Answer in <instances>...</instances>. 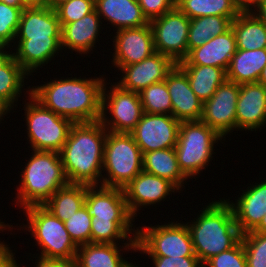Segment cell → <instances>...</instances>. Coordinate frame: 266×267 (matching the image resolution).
Returning <instances> with one entry per match:
<instances>
[{
    "label": "cell",
    "mask_w": 266,
    "mask_h": 267,
    "mask_svg": "<svg viewBox=\"0 0 266 267\" xmlns=\"http://www.w3.org/2000/svg\"><path fill=\"white\" fill-rule=\"evenodd\" d=\"M100 76L54 77L50 82L32 86L31 95L44 107L73 123L96 122L101 117L102 90L107 79Z\"/></svg>",
    "instance_id": "6da1fadb"
},
{
    "label": "cell",
    "mask_w": 266,
    "mask_h": 267,
    "mask_svg": "<svg viewBox=\"0 0 266 267\" xmlns=\"http://www.w3.org/2000/svg\"><path fill=\"white\" fill-rule=\"evenodd\" d=\"M61 30L55 9L26 7L22 11L11 47L14 59L30 76L63 53Z\"/></svg>",
    "instance_id": "7a4b0ae2"
},
{
    "label": "cell",
    "mask_w": 266,
    "mask_h": 267,
    "mask_svg": "<svg viewBox=\"0 0 266 267\" xmlns=\"http://www.w3.org/2000/svg\"><path fill=\"white\" fill-rule=\"evenodd\" d=\"M107 130L100 121L74 123L60 157L68 183L101 186Z\"/></svg>",
    "instance_id": "3957f363"
},
{
    "label": "cell",
    "mask_w": 266,
    "mask_h": 267,
    "mask_svg": "<svg viewBox=\"0 0 266 267\" xmlns=\"http://www.w3.org/2000/svg\"><path fill=\"white\" fill-rule=\"evenodd\" d=\"M85 206L92 216L91 243L136 241L135 218L128 210L122 188L86 185Z\"/></svg>",
    "instance_id": "277c9868"
},
{
    "label": "cell",
    "mask_w": 266,
    "mask_h": 267,
    "mask_svg": "<svg viewBox=\"0 0 266 267\" xmlns=\"http://www.w3.org/2000/svg\"><path fill=\"white\" fill-rule=\"evenodd\" d=\"M219 199L203 206L192 222H186L194 253L202 264L241 240L231 206L224 198Z\"/></svg>",
    "instance_id": "5b68a950"
},
{
    "label": "cell",
    "mask_w": 266,
    "mask_h": 267,
    "mask_svg": "<svg viewBox=\"0 0 266 267\" xmlns=\"http://www.w3.org/2000/svg\"><path fill=\"white\" fill-rule=\"evenodd\" d=\"M17 187L16 205L25 207L43 205L59 188L68 184L59 152H31Z\"/></svg>",
    "instance_id": "8992f818"
},
{
    "label": "cell",
    "mask_w": 266,
    "mask_h": 267,
    "mask_svg": "<svg viewBox=\"0 0 266 267\" xmlns=\"http://www.w3.org/2000/svg\"><path fill=\"white\" fill-rule=\"evenodd\" d=\"M21 211L27 216V224L18 227L31 233V238H34L36 246L41 250L36 255L47 259L75 261L78 246L71 239L62 220L43 205H31Z\"/></svg>",
    "instance_id": "52a82bcc"
},
{
    "label": "cell",
    "mask_w": 266,
    "mask_h": 267,
    "mask_svg": "<svg viewBox=\"0 0 266 267\" xmlns=\"http://www.w3.org/2000/svg\"><path fill=\"white\" fill-rule=\"evenodd\" d=\"M225 141L215 130L199 121H183L180 123L175 151L179 167L189 179L203 172L213 160L216 143ZM206 167V168H205Z\"/></svg>",
    "instance_id": "ba28073f"
},
{
    "label": "cell",
    "mask_w": 266,
    "mask_h": 267,
    "mask_svg": "<svg viewBox=\"0 0 266 267\" xmlns=\"http://www.w3.org/2000/svg\"><path fill=\"white\" fill-rule=\"evenodd\" d=\"M102 171L101 186L122 189L143 171V154L131 133L107 131Z\"/></svg>",
    "instance_id": "9c48e42d"
},
{
    "label": "cell",
    "mask_w": 266,
    "mask_h": 267,
    "mask_svg": "<svg viewBox=\"0 0 266 267\" xmlns=\"http://www.w3.org/2000/svg\"><path fill=\"white\" fill-rule=\"evenodd\" d=\"M25 98V122L27 140L32 150L60 152L74 124L70 119L55 114L44 107L31 94Z\"/></svg>",
    "instance_id": "30bf717a"
},
{
    "label": "cell",
    "mask_w": 266,
    "mask_h": 267,
    "mask_svg": "<svg viewBox=\"0 0 266 267\" xmlns=\"http://www.w3.org/2000/svg\"><path fill=\"white\" fill-rule=\"evenodd\" d=\"M137 252L147 256L197 257L188 226L183 221L137 228Z\"/></svg>",
    "instance_id": "8fae6325"
},
{
    "label": "cell",
    "mask_w": 266,
    "mask_h": 267,
    "mask_svg": "<svg viewBox=\"0 0 266 267\" xmlns=\"http://www.w3.org/2000/svg\"><path fill=\"white\" fill-rule=\"evenodd\" d=\"M109 84L110 82L105 81L103 85L99 121L107 131L131 133L144 114L140 95L121 89L115 83L108 87Z\"/></svg>",
    "instance_id": "7c38bea8"
},
{
    "label": "cell",
    "mask_w": 266,
    "mask_h": 267,
    "mask_svg": "<svg viewBox=\"0 0 266 267\" xmlns=\"http://www.w3.org/2000/svg\"><path fill=\"white\" fill-rule=\"evenodd\" d=\"M189 24L190 18L177 7L151 20L155 51L182 61L188 54Z\"/></svg>",
    "instance_id": "4fadbf2b"
},
{
    "label": "cell",
    "mask_w": 266,
    "mask_h": 267,
    "mask_svg": "<svg viewBox=\"0 0 266 267\" xmlns=\"http://www.w3.org/2000/svg\"><path fill=\"white\" fill-rule=\"evenodd\" d=\"M240 85L225 80L209 100L203 103L201 121L222 138L236 130V107Z\"/></svg>",
    "instance_id": "5bb4252c"
},
{
    "label": "cell",
    "mask_w": 266,
    "mask_h": 267,
    "mask_svg": "<svg viewBox=\"0 0 266 267\" xmlns=\"http://www.w3.org/2000/svg\"><path fill=\"white\" fill-rule=\"evenodd\" d=\"M180 123L170 114L144 112L131 134L142 154L148 151L174 148L178 140Z\"/></svg>",
    "instance_id": "9a60e30c"
},
{
    "label": "cell",
    "mask_w": 266,
    "mask_h": 267,
    "mask_svg": "<svg viewBox=\"0 0 266 267\" xmlns=\"http://www.w3.org/2000/svg\"><path fill=\"white\" fill-rule=\"evenodd\" d=\"M123 190L128 210L134 218L141 208L159 205L162 200L164 202L172 196V193H181L169 180L145 171H141Z\"/></svg>",
    "instance_id": "2e32d148"
},
{
    "label": "cell",
    "mask_w": 266,
    "mask_h": 267,
    "mask_svg": "<svg viewBox=\"0 0 266 267\" xmlns=\"http://www.w3.org/2000/svg\"><path fill=\"white\" fill-rule=\"evenodd\" d=\"M176 64L171 57L155 52L141 62L116 69L121 70V79L115 84L121 89L139 93L144 88L165 80Z\"/></svg>",
    "instance_id": "e0dca14e"
},
{
    "label": "cell",
    "mask_w": 266,
    "mask_h": 267,
    "mask_svg": "<svg viewBox=\"0 0 266 267\" xmlns=\"http://www.w3.org/2000/svg\"><path fill=\"white\" fill-rule=\"evenodd\" d=\"M114 34L111 61L114 68L141 62L156 52L150 23L139 28L121 29Z\"/></svg>",
    "instance_id": "ac0fdd59"
},
{
    "label": "cell",
    "mask_w": 266,
    "mask_h": 267,
    "mask_svg": "<svg viewBox=\"0 0 266 267\" xmlns=\"http://www.w3.org/2000/svg\"><path fill=\"white\" fill-rule=\"evenodd\" d=\"M165 82L172 102V115L180 122L199 121L203 102L192 91L185 71L176 64Z\"/></svg>",
    "instance_id": "d6986e66"
},
{
    "label": "cell",
    "mask_w": 266,
    "mask_h": 267,
    "mask_svg": "<svg viewBox=\"0 0 266 267\" xmlns=\"http://www.w3.org/2000/svg\"><path fill=\"white\" fill-rule=\"evenodd\" d=\"M266 126V86L261 83L240 85L236 107V131H256ZM238 129V130H237Z\"/></svg>",
    "instance_id": "ffe728a7"
},
{
    "label": "cell",
    "mask_w": 266,
    "mask_h": 267,
    "mask_svg": "<svg viewBox=\"0 0 266 267\" xmlns=\"http://www.w3.org/2000/svg\"><path fill=\"white\" fill-rule=\"evenodd\" d=\"M249 185L246 190H242L240 197H235L238 198L235 199V203L233 200L225 199L232 208L241 234L254 231L266 213V179Z\"/></svg>",
    "instance_id": "44dd1931"
},
{
    "label": "cell",
    "mask_w": 266,
    "mask_h": 267,
    "mask_svg": "<svg viewBox=\"0 0 266 267\" xmlns=\"http://www.w3.org/2000/svg\"><path fill=\"white\" fill-rule=\"evenodd\" d=\"M102 21L100 16L97 14L94 9L89 14L85 15L81 19L75 22L68 24H61V46L62 50L75 51L76 54L86 55L90 54L91 51H94L98 36L100 32L105 28L102 27ZM102 28V30H101ZM101 30V31H100ZM94 48V49H93Z\"/></svg>",
    "instance_id": "7402d4cb"
},
{
    "label": "cell",
    "mask_w": 266,
    "mask_h": 267,
    "mask_svg": "<svg viewBox=\"0 0 266 267\" xmlns=\"http://www.w3.org/2000/svg\"><path fill=\"white\" fill-rule=\"evenodd\" d=\"M236 51V38L230 28L224 34L211 38L204 45L191 49L187 56L177 64L213 66L227 71Z\"/></svg>",
    "instance_id": "603a6c76"
},
{
    "label": "cell",
    "mask_w": 266,
    "mask_h": 267,
    "mask_svg": "<svg viewBox=\"0 0 266 267\" xmlns=\"http://www.w3.org/2000/svg\"><path fill=\"white\" fill-rule=\"evenodd\" d=\"M121 244L123 245L88 243L78 246L75 265L76 267H125L129 261L122 257V252L130 253L132 250L137 252V244L136 241H125Z\"/></svg>",
    "instance_id": "cb8c5ba5"
},
{
    "label": "cell",
    "mask_w": 266,
    "mask_h": 267,
    "mask_svg": "<svg viewBox=\"0 0 266 267\" xmlns=\"http://www.w3.org/2000/svg\"><path fill=\"white\" fill-rule=\"evenodd\" d=\"M97 14L115 30L139 28L150 22L137 0H94Z\"/></svg>",
    "instance_id": "d4e9b609"
},
{
    "label": "cell",
    "mask_w": 266,
    "mask_h": 267,
    "mask_svg": "<svg viewBox=\"0 0 266 267\" xmlns=\"http://www.w3.org/2000/svg\"><path fill=\"white\" fill-rule=\"evenodd\" d=\"M266 65V48L257 50L237 49L232 56L226 78L239 85L255 83Z\"/></svg>",
    "instance_id": "484cf974"
},
{
    "label": "cell",
    "mask_w": 266,
    "mask_h": 267,
    "mask_svg": "<svg viewBox=\"0 0 266 267\" xmlns=\"http://www.w3.org/2000/svg\"><path fill=\"white\" fill-rule=\"evenodd\" d=\"M143 171L169 180L180 191H183V186L188 180L179 167L175 148L145 152Z\"/></svg>",
    "instance_id": "4316f807"
},
{
    "label": "cell",
    "mask_w": 266,
    "mask_h": 267,
    "mask_svg": "<svg viewBox=\"0 0 266 267\" xmlns=\"http://www.w3.org/2000/svg\"><path fill=\"white\" fill-rule=\"evenodd\" d=\"M231 28L237 49L257 50L266 48V25L251 11H241L232 20Z\"/></svg>",
    "instance_id": "83f0119b"
},
{
    "label": "cell",
    "mask_w": 266,
    "mask_h": 267,
    "mask_svg": "<svg viewBox=\"0 0 266 267\" xmlns=\"http://www.w3.org/2000/svg\"><path fill=\"white\" fill-rule=\"evenodd\" d=\"M186 73L192 91L205 103L227 79L222 68L203 65H179Z\"/></svg>",
    "instance_id": "f1b7e54d"
},
{
    "label": "cell",
    "mask_w": 266,
    "mask_h": 267,
    "mask_svg": "<svg viewBox=\"0 0 266 267\" xmlns=\"http://www.w3.org/2000/svg\"><path fill=\"white\" fill-rule=\"evenodd\" d=\"M85 196L86 185L68 183L59 188L43 206L65 222L85 205Z\"/></svg>",
    "instance_id": "f546056e"
},
{
    "label": "cell",
    "mask_w": 266,
    "mask_h": 267,
    "mask_svg": "<svg viewBox=\"0 0 266 267\" xmlns=\"http://www.w3.org/2000/svg\"><path fill=\"white\" fill-rule=\"evenodd\" d=\"M29 74L12 56L2 67H0V99L11 109L17 106L18 98L23 93L31 94V87L25 88V79L29 80ZM24 88V89H23Z\"/></svg>",
    "instance_id": "4dcf8cb0"
},
{
    "label": "cell",
    "mask_w": 266,
    "mask_h": 267,
    "mask_svg": "<svg viewBox=\"0 0 266 267\" xmlns=\"http://www.w3.org/2000/svg\"><path fill=\"white\" fill-rule=\"evenodd\" d=\"M176 7L190 19L223 16L232 21L241 12L234 0H176Z\"/></svg>",
    "instance_id": "1f68e13d"
},
{
    "label": "cell",
    "mask_w": 266,
    "mask_h": 267,
    "mask_svg": "<svg viewBox=\"0 0 266 267\" xmlns=\"http://www.w3.org/2000/svg\"><path fill=\"white\" fill-rule=\"evenodd\" d=\"M231 20L223 16H203L190 19L188 52L204 45L211 38L224 34L231 28Z\"/></svg>",
    "instance_id": "d6a6232c"
},
{
    "label": "cell",
    "mask_w": 266,
    "mask_h": 267,
    "mask_svg": "<svg viewBox=\"0 0 266 267\" xmlns=\"http://www.w3.org/2000/svg\"><path fill=\"white\" fill-rule=\"evenodd\" d=\"M139 95L145 113L172 115V102L165 80L144 88Z\"/></svg>",
    "instance_id": "836d02e7"
},
{
    "label": "cell",
    "mask_w": 266,
    "mask_h": 267,
    "mask_svg": "<svg viewBox=\"0 0 266 267\" xmlns=\"http://www.w3.org/2000/svg\"><path fill=\"white\" fill-rule=\"evenodd\" d=\"M92 216L84 205L65 221V228L77 246L91 243Z\"/></svg>",
    "instance_id": "e575fe53"
},
{
    "label": "cell",
    "mask_w": 266,
    "mask_h": 267,
    "mask_svg": "<svg viewBox=\"0 0 266 267\" xmlns=\"http://www.w3.org/2000/svg\"><path fill=\"white\" fill-rule=\"evenodd\" d=\"M241 240L247 267H266V234L250 231Z\"/></svg>",
    "instance_id": "d590c367"
},
{
    "label": "cell",
    "mask_w": 266,
    "mask_h": 267,
    "mask_svg": "<svg viewBox=\"0 0 266 267\" xmlns=\"http://www.w3.org/2000/svg\"><path fill=\"white\" fill-rule=\"evenodd\" d=\"M24 9L0 2V45L11 47L14 43Z\"/></svg>",
    "instance_id": "8d00e7d4"
},
{
    "label": "cell",
    "mask_w": 266,
    "mask_h": 267,
    "mask_svg": "<svg viewBox=\"0 0 266 267\" xmlns=\"http://www.w3.org/2000/svg\"><path fill=\"white\" fill-rule=\"evenodd\" d=\"M94 6V0H68L56 7L55 12L60 24H68L92 12Z\"/></svg>",
    "instance_id": "74e56055"
},
{
    "label": "cell",
    "mask_w": 266,
    "mask_h": 267,
    "mask_svg": "<svg viewBox=\"0 0 266 267\" xmlns=\"http://www.w3.org/2000/svg\"><path fill=\"white\" fill-rule=\"evenodd\" d=\"M203 267H247L242 240L229 250L211 257Z\"/></svg>",
    "instance_id": "f35d334b"
},
{
    "label": "cell",
    "mask_w": 266,
    "mask_h": 267,
    "mask_svg": "<svg viewBox=\"0 0 266 267\" xmlns=\"http://www.w3.org/2000/svg\"><path fill=\"white\" fill-rule=\"evenodd\" d=\"M144 16L150 22L176 7V0H137Z\"/></svg>",
    "instance_id": "ab89813d"
},
{
    "label": "cell",
    "mask_w": 266,
    "mask_h": 267,
    "mask_svg": "<svg viewBox=\"0 0 266 267\" xmlns=\"http://www.w3.org/2000/svg\"><path fill=\"white\" fill-rule=\"evenodd\" d=\"M153 267H203L198 257L148 256Z\"/></svg>",
    "instance_id": "60d3db41"
},
{
    "label": "cell",
    "mask_w": 266,
    "mask_h": 267,
    "mask_svg": "<svg viewBox=\"0 0 266 267\" xmlns=\"http://www.w3.org/2000/svg\"><path fill=\"white\" fill-rule=\"evenodd\" d=\"M33 255V259L35 258V266L34 267H76L74 261H66L61 259H47L40 256ZM37 258V259H36Z\"/></svg>",
    "instance_id": "b9f144b4"
},
{
    "label": "cell",
    "mask_w": 266,
    "mask_h": 267,
    "mask_svg": "<svg viewBox=\"0 0 266 267\" xmlns=\"http://www.w3.org/2000/svg\"><path fill=\"white\" fill-rule=\"evenodd\" d=\"M6 244V245H5ZM11 247L0 239V267H12L16 263L17 258Z\"/></svg>",
    "instance_id": "7bdbcfd3"
},
{
    "label": "cell",
    "mask_w": 266,
    "mask_h": 267,
    "mask_svg": "<svg viewBox=\"0 0 266 267\" xmlns=\"http://www.w3.org/2000/svg\"><path fill=\"white\" fill-rule=\"evenodd\" d=\"M251 12L266 25V0H260L253 9H251Z\"/></svg>",
    "instance_id": "ee69618b"
},
{
    "label": "cell",
    "mask_w": 266,
    "mask_h": 267,
    "mask_svg": "<svg viewBox=\"0 0 266 267\" xmlns=\"http://www.w3.org/2000/svg\"><path fill=\"white\" fill-rule=\"evenodd\" d=\"M11 49L13 48L0 45V67H2L13 56V51Z\"/></svg>",
    "instance_id": "f6af8a7d"
},
{
    "label": "cell",
    "mask_w": 266,
    "mask_h": 267,
    "mask_svg": "<svg viewBox=\"0 0 266 267\" xmlns=\"http://www.w3.org/2000/svg\"><path fill=\"white\" fill-rule=\"evenodd\" d=\"M260 0H234L241 11H251Z\"/></svg>",
    "instance_id": "bcb514c9"
},
{
    "label": "cell",
    "mask_w": 266,
    "mask_h": 267,
    "mask_svg": "<svg viewBox=\"0 0 266 267\" xmlns=\"http://www.w3.org/2000/svg\"><path fill=\"white\" fill-rule=\"evenodd\" d=\"M26 7H47V0H23Z\"/></svg>",
    "instance_id": "7dc6e473"
},
{
    "label": "cell",
    "mask_w": 266,
    "mask_h": 267,
    "mask_svg": "<svg viewBox=\"0 0 266 267\" xmlns=\"http://www.w3.org/2000/svg\"><path fill=\"white\" fill-rule=\"evenodd\" d=\"M12 109L0 99V124L4 120V117L11 113Z\"/></svg>",
    "instance_id": "c3c4849f"
},
{
    "label": "cell",
    "mask_w": 266,
    "mask_h": 267,
    "mask_svg": "<svg viewBox=\"0 0 266 267\" xmlns=\"http://www.w3.org/2000/svg\"><path fill=\"white\" fill-rule=\"evenodd\" d=\"M0 2L17 8H26L23 3V0H0Z\"/></svg>",
    "instance_id": "681fc988"
},
{
    "label": "cell",
    "mask_w": 266,
    "mask_h": 267,
    "mask_svg": "<svg viewBox=\"0 0 266 267\" xmlns=\"http://www.w3.org/2000/svg\"><path fill=\"white\" fill-rule=\"evenodd\" d=\"M253 232L266 234V213L263 216V219H262L261 223L259 224V226Z\"/></svg>",
    "instance_id": "f907efd6"
},
{
    "label": "cell",
    "mask_w": 266,
    "mask_h": 267,
    "mask_svg": "<svg viewBox=\"0 0 266 267\" xmlns=\"http://www.w3.org/2000/svg\"><path fill=\"white\" fill-rule=\"evenodd\" d=\"M68 0H47V7L51 9H55L58 7L60 4L66 2Z\"/></svg>",
    "instance_id": "816d5d0a"
},
{
    "label": "cell",
    "mask_w": 266,
    "mask_h": 267,
    "mask_svg": "<svg viewBox=\"0 0 266 267\" xmlns=\"http://www.w3.org/2000/svg\"><path fill=\"white\" fill-rule=\"evenodd\" d=\"M12 227V228H11ZM13 227H14V229H15V226H13V225H9L8 223L6 224V223H4L3 221L1 222V219H0V233L1 232H4V230L6 231L7 229H8V231H11V233H12V229H13Z\"/></svg>",
    "instance_id": "f5cc1de1"
},
{
    "label": "cell",
    "mask_w": 266,
    "mask_h": 267,
    "mask_svg": "<svg viewBox=\"0 0 266 267\" xmlns=\"http://www.w3.org/2000/svg\"><path fill=\"white\" fill-rule=\"evenodd\" d=\"M258 83H261L262 85L266 86V65L262 70V73L258 79Z\"/></svg>",
    "instance_id": "db71d44e"
},
{
    "label": "cell",
    "mask_w": 266,
    "mask_h": 267,
    "mask_svg": "<svg viewBox=\"0 0 266 267\" xmlns=\"http://www.w3.org/2000/svg\"><path fill=\"white\" fill-rule=\"evenodd\" d=\"M136 265V266H135ZM125 267H139L136 263L133 264L132 262H128ZM141 267V266H140Z\"/></svg>",
    "instance_id": "11a10c76"
},
{
    "label": "cell",
    "mask_w": 266,
    "mask_h": 267,
    "mask_svg": "<svg viewBox=\"0 0 266 267\" xmlns=\"http://www.w3.org/2000/svg\"><path fill=\"white\" fill-rule=\"evenodd\" d=\"M20 264L21 263L18 264V262H16L12 267H20Z\"/></svg>",
    "instance_id": "9f6ffc18"
}]
</instances>
